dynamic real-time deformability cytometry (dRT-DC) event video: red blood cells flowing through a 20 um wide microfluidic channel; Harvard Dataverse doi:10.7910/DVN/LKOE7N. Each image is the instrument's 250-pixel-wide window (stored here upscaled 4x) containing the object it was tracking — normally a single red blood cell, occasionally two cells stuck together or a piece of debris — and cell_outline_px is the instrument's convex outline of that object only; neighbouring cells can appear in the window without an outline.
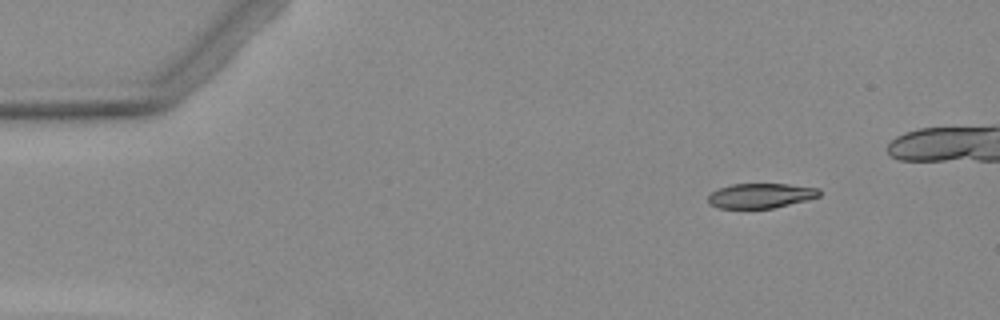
{"species": "Egyptian fruit bat (a non-hibernating species)", "species_latin": "Rousettus aegyptiacus", "temperature_condition": "warm", "stored_images_in_passage": 4, "camera_frame_rate_fps": 3000, "um_per_image_px": 0.085, "animal": {"sex": "female"}, "frame": {"image": 1, "passage_image": 1, "time_ms": 0.0, "image_size_px": [1000, 320], "cell_outline_px": [[820, 196], [772, 208], [716, 208], [708, 204], [708, 196], [712, 192], [720, 188], [732, 184], [788, 184], [820, 188]], "centroid_in_image_um": [64.63, 16.63], "position_along_channel_um": 20.4, "area_um2": 15.95}}